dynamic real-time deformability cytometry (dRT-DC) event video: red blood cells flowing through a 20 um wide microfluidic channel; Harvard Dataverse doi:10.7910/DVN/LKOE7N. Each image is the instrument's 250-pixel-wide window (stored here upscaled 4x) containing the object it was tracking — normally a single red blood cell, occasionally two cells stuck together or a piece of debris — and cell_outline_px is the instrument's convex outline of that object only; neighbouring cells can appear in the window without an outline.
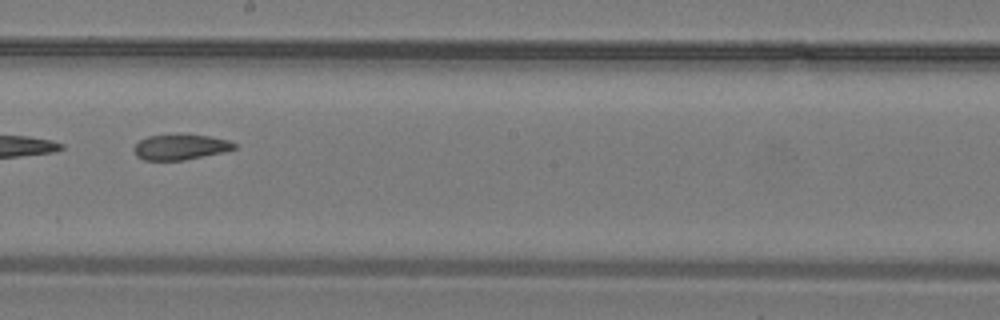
{"species": "common noctule bat (a hibernating species)", "species_latin": "Nyctalus noctula", "temperature_condition": "warm", "stored_images_in_passage": 22, "camera_frame_rate_fps": 3000, "um_per_image_px": 0.085, "animal": {"sex": "male", "body_mass_g": 19.2, "forearm_length_mm": 51.8}, "frame": {"image": 1, "passage_image": 10, "time_ms": 3.0, "image_size_px": [1000, 320], "cell_outline_px": [[236, 148], [224, 152], [184, 160], [144, 160], [136, 156], [132, 148], [140, 140], [148, 136], [208, 136], [228, 140], [236, 144]], "centroid_in_image_um": [15.32, 12.53], "position_along_channel_um": 232.9, "area_um2": 14.45}}